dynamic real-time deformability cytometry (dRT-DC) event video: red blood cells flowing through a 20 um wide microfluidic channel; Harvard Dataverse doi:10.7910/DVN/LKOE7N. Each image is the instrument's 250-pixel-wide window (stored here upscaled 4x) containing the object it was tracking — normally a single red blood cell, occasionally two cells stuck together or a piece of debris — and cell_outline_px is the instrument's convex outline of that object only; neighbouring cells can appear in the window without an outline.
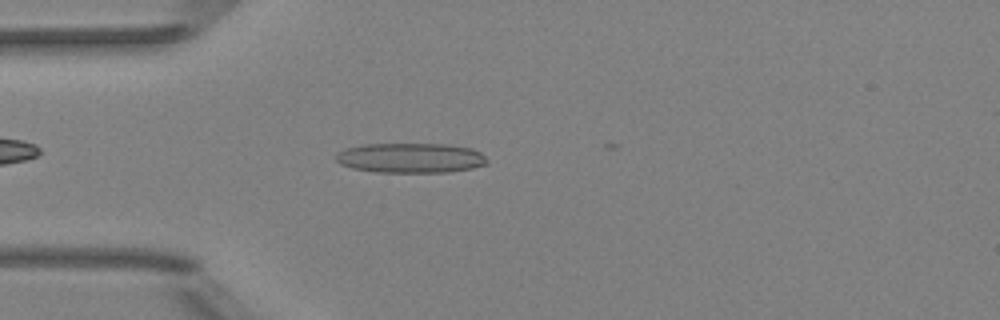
{"species": "Egyptian fruit bat (a non-hibernating species)", "species_latin": "Rousettus aegyptiacus", "temperature_condition": "room temperature", "stored_images_in_passage": 11, "camera_frame_rate_fps": 3000, "um_per_image_px": 0.085, "animal": {"sex": "female"}, "frame": {"image": 1, "passage_image": 6, "time_ms": 1.667, "image_size_px": [1000, 320], "cell_outline_px": [[488, 164], [472, 168], [448, 172], [376, 172], [352, 168], [340, 164], [336, 160], [336, 152], [348, 148], [364, 144], [448, 144], [472, 148], [480, 152], [488, 160]], "centroid_in_image_um": [34.92, 13.42], "position_along_channel_um": 50.1, "area_um2": 26.41}}
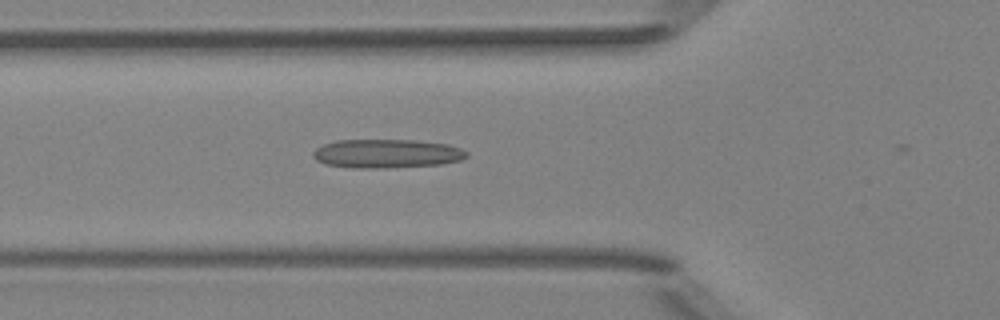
{"frame": {"image": 2, "passage_image": 10, "time_ms": 3.0, "image_size_px": [1000, 320], "cell_outline_px": [[468, 156], [460, 160], [440, 164], [384, 168], [352, 168], [324, 164], [316, 160], [312, 156], [312, 152], [316, 148], [324, 144], [336, 140], [412, 140], [448, 144], [460, 148], [468, 152]], "centroid_in_image_um": [32.84, 13.06], "position_along_channel_um": 93.0, "area_um2": 25.84}}